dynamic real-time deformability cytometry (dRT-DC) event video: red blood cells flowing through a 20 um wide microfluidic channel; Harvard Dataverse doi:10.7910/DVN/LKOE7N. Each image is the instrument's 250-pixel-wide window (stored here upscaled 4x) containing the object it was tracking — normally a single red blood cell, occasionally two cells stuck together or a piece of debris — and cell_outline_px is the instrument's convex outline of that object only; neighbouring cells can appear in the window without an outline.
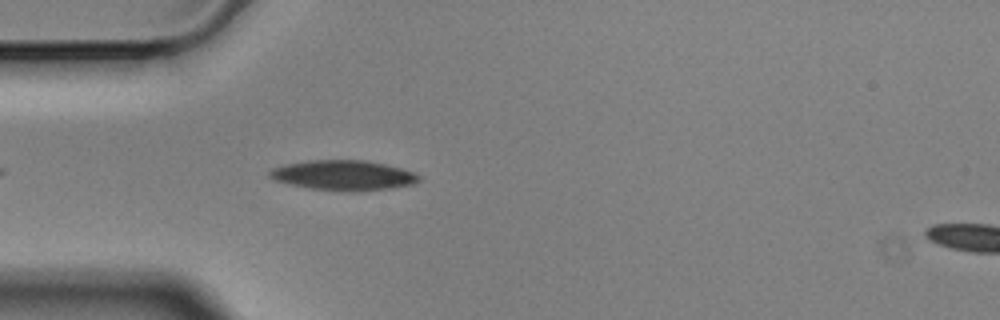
{"species": "Egyptian fruit bat (a non-hibernating species)", "species_latin": "Rousettus aegyptiacus", "temperature_condition": "cold", "stored_images_in_passage": 30, "camera_frame_rate_fps": 3000, "um_per_image_px": 0.085, "animal": {"sex": "male"}, "frame": {"image": 1, "passage_image": 5, "time_ms": 1.333, "image_size_px": [1000, 320], "cell_outline_px": [[420, 180], [416, 184], [392, 188], [356, 192], [352, 192], [308, 188], [272, 180], [268, 176], [268, 172], [272, 168], [284, 164], [308, 160], [364, 160], [384, 164], [400, 168], [412, 172], [420, 176]], "centroid_in_image_um": [29.16, 14.91], "position_along_channel_um": 55.8, "area_um2": 26.36}}
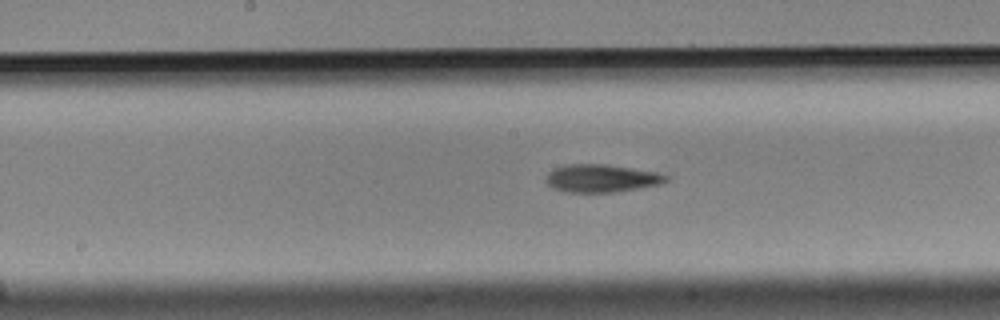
{"frame": {"image": 2, "passage_image": 14, "time_ms": 4.333, "image_size_px": [1000, 320], "cell_outline_px": [[668, 180], [660, 184], [640, 188], [616, 192], [564, 192], [552, 188], [544, 180], [548, 172], [552, 168], [568, 164], [604, 164], [656, 172], [668, 176]], "centroid_in_image_um": [51.07, 15.16], "position_along_channel_um": 197.1, "area_um2": 19.54}}
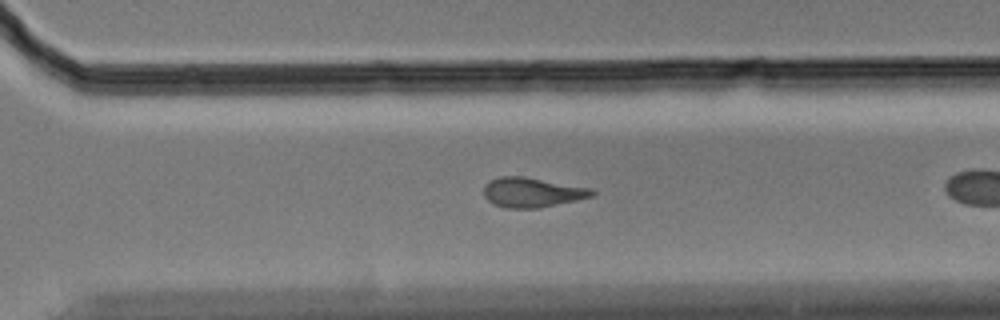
{"frame": {"image": 3, "passage_image": 25, "time_ms": 8.0, "image_size_px": [1000, 320], "cell_outline_px": [[596, 192], [592, 196], [576, 200], [540, 208], [504, 208], [488, 200], [484, 196], [484, 184], [488, 180], [500, 176], [524, 176], [592, 188]], "centroid_in_image_um": [45.22, 16.34], "position_along_channel_um": 325.4, "area_um2": 18.84}}